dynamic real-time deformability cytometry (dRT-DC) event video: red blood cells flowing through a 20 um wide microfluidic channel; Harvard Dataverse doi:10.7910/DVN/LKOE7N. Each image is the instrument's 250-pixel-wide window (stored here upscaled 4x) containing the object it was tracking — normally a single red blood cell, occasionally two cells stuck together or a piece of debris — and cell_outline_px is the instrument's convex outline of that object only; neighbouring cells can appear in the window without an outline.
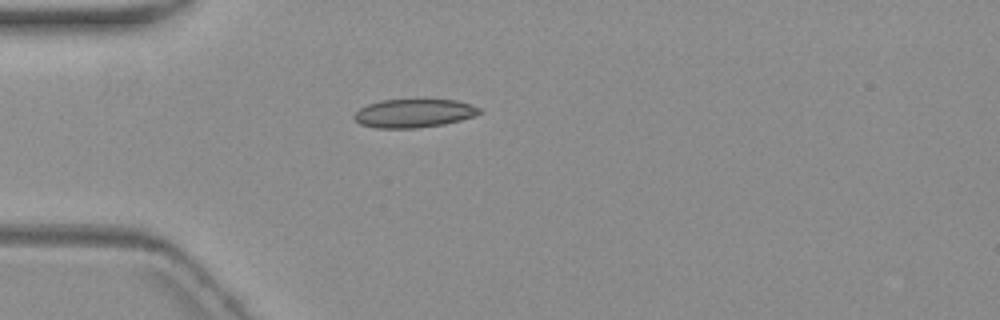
{"species": "common noctule bat (a hibernating species)", "species_latin": "Nyctalus noctula", "temperature_condition": "warm", "stored_images_in_passage": 1, "camera_frame_rate_fps": 3000, "um_per_image_px": 0.085, "animal": {"sex": "female", "body_mass_g": 19.3, "forearm_length_mm": 54.1}, "frame": {"image": 1, "passage_image": 1, "time_ms": 0.0, "image_size_px": [1000, 320], "cell_outline_px": [[484, 112], [460, 120], [444, 124], [416, 128], [376, 128], [360, 124], [352, 116], [360, 108], [368, 104], [380, 100], [456, 100], [480, 108]], "centroid_in_image_um": [35.16, 9.63], "position_along_channel_um": 49.8, "area_um2": 20.63}}